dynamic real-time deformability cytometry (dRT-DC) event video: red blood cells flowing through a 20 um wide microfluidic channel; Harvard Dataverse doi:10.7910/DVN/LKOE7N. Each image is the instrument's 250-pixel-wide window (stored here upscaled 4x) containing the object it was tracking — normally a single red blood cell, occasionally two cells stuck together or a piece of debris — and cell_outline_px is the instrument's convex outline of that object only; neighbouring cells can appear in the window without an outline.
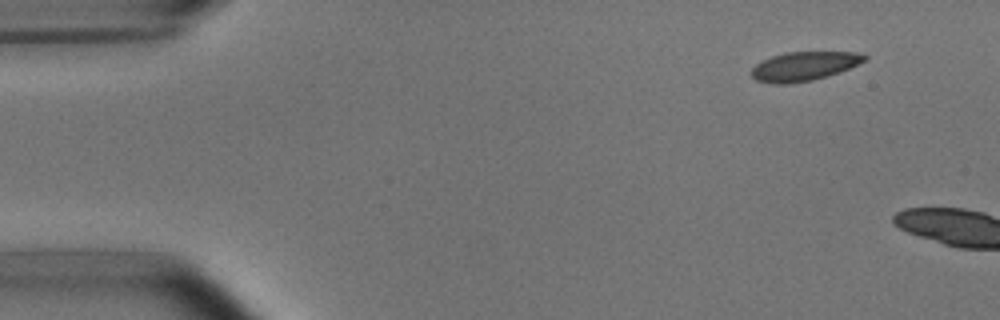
{"species": "common noctule bat (a hibernating species)", "species_latin": "Nyctalus noctula", "temperature_condition": "room temperature", "stored_images_in_passage": 4, "camera_frame_rate_fps": 3000, "um_per_image_px": 0.085, "animal": {"sex": "male", "body_mass_g": 15.6}, "frame": {"image": 1, "passage_image": 1, "time_ms": 0.0, "image_size_px": [1000, 320], "cell_outline_px": [[868, 60], [840, 72], [812, 80], [788, 84], [772, 84], [756, 80], [752, 76], [752, 68], [756, 64], [772, 56], [784, 52], [856, 52], [868, 56]], "centroid_in_image_um": [68.36, 5.63], "position_along_channel_um": 16.6, "area_um2": 19.13}}